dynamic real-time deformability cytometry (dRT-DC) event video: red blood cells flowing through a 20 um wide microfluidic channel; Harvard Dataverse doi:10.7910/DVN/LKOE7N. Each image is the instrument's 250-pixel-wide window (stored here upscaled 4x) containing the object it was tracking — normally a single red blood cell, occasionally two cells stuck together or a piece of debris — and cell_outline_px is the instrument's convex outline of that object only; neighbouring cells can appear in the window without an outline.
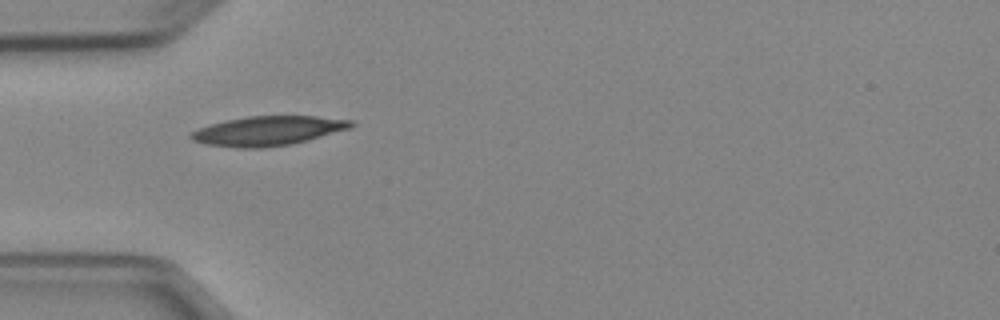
{"species": "Egyptian fruit bat (a non-hibernating species)", "species_latin": "Rousettus aegyptiacus", "temperature_condition": "cold", "stored_images_in_passage": 5, "camera_frame_rate_fps": 3000, "um_per_image_px": 0.085, "animal": {"sex": "female"}, "frame": {"image": 1, "passage_image": 5, "time_ms": 4.667, "image_size_px": [1000, 320], "cell_outline_px": [[356, 124], [352, 128], [308, 140], [292, 144], [260, 148], [240, 148], [204, 144], [192, 140], [188, 136], [192, 132], [208, 124], [248, 116], [316, 116], [352, 120]], "centroid_in_image_um": [22.8, 11.12], "position_along_channel_um": 62.2, "area_um2": 27.51}}